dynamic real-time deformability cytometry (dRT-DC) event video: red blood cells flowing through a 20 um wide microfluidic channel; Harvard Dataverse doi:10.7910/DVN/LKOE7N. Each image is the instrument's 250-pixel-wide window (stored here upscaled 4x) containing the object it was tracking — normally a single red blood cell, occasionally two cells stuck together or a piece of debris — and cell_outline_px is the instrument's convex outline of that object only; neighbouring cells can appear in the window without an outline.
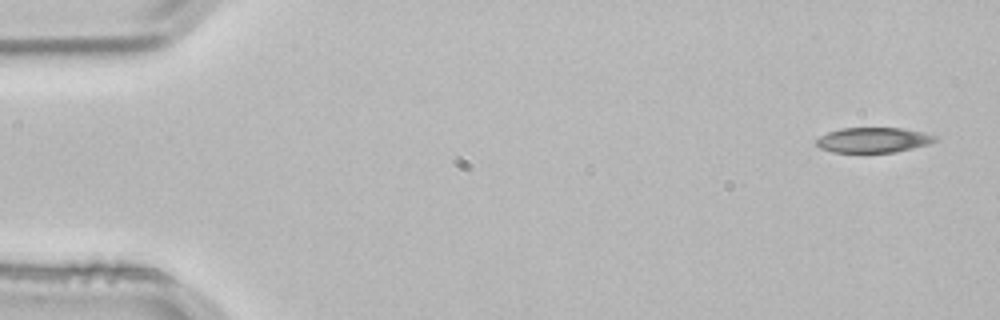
{"species": "common noctule bat (a hibernating species)", "species_latin": "Nyctalus noctula", "temperature_condition": "room temperature", "stored_images_in_passage": 3, "camera_frame_rate_fps": 3000, "um_per_image_px": 0.085, "animal": {"sex": "male", "body_mass_g": 21.5, "forearm_length_mm": 52.0}, "frame": {"image": 1, "passage_image": 1, "time_ms": 0.0, "image_size_px": [1000, 320], "cell_outline_px": [[940, 136], [936, 140], [928, 144], [896, 152], [832, 152], [820, 148], [816, 144], [816, 140], [820, 136], [828, 132], [840, 128], [900, 128], [924, 132]], "centroid_in_image_um": [74.24, 11.89], "position_along_channel_um": 10.8, "area_um2": 17.4}}
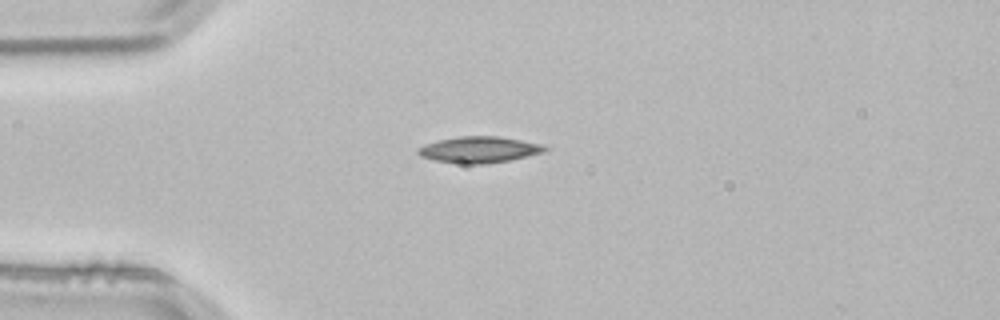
{"frame": {"image": 2, "passage_image": 3, "time_ms": 0.667, "image_size_px": [1000, 320], "cell_outline_px": [[548, 148], [544, 152], [528, 156], [508, 160], [484, 164], [464, 164], [436, 160], [420, 156], [416, 152], [416, 148], [424, 144], [440, 140], [460, 136], [500, 136], [544, 144]], "centroid_in_image_um": [40.74, 12.71], "position_along_channel_um": 44.3, "area_um2": 19.42}}